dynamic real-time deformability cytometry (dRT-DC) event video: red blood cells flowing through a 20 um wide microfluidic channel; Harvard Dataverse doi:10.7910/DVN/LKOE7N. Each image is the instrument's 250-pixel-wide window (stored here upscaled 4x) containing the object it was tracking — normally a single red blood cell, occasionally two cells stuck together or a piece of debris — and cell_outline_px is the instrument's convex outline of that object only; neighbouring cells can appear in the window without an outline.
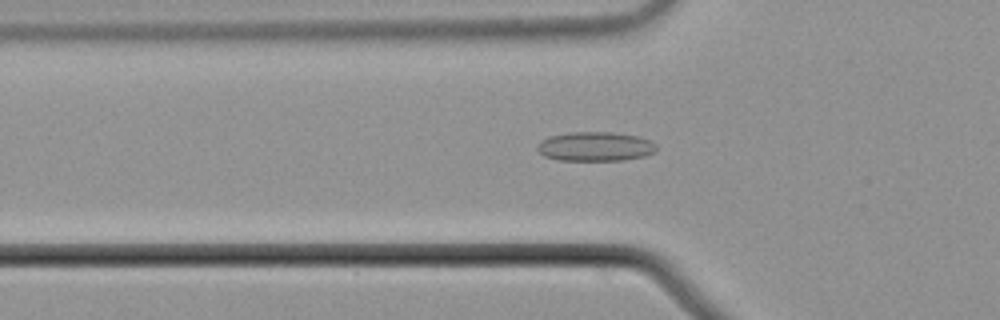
{"species": "common noctule bat (a hibernating species)", "species_latin": "Nyctalus noctula", "temperature_condition": "cold", "stored_images_in_passage": 35, "camera_frame_rate_fps": 3000, "um_per_image_px": 0.085, "animal": {"sex": "male", "body_mass_g": 21.5, "forearm_length_mm": 52.0}, "frame": {"image": 1, "passage_image": 3, "time_ms": 0.667, "image_size_px": [1000, 320], "cell_outline_px": [[656, 152], [644, 156], [624, 160], [556, 160], [544, 156], [536, 148], [540, 140], [548, 136], [568, 132], [612, 132], [640, 136], [656, 144]], "centroid_in_image_um": [50.58, 12.44], "position_along_channel_um": 75.2, "area_um2": 20.52}}
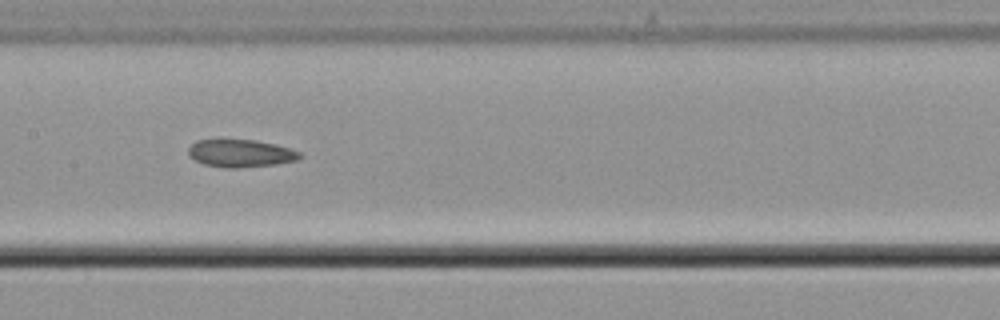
{"frame": {"image": 2, "passage_image": 12, "time_ms": 3.667, "image_size_px": [1000, 320], "cell_outline_px": [[304, 156], [296, 160], [276, 164], [236, 168], [224, 168], [204, 164], [188, 156], [188, 148], [196, 140], [220, 136], [256, 140], [276, 144], [300, 152]], "centroid_in_image_um": [20.39, 12.98], "position_along_channel_um": 187.0, "area_um2": 18.79}}
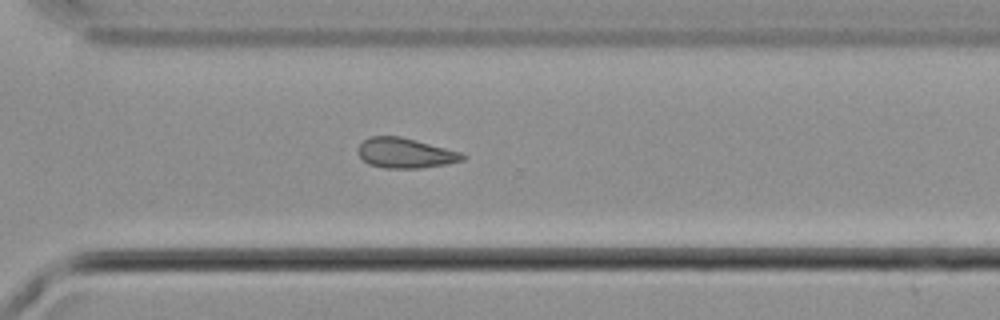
{"frame": {"image": 3, "passage_image": 24, "time_ms": 7.667, "image_size_px": [1000, 320], "cell_outline_px": [[468, 156], [464, 160], [444, 164], [420, 168], [384, 168], [368, 164], [360, 156], [360, 144], [364, 140], [372, 136], [400, 136], [460, 152]], "centroid_in_image_um": [34.46, 13.01], "position_along_channel_um": 336.1, "area_um2": 17.98}}